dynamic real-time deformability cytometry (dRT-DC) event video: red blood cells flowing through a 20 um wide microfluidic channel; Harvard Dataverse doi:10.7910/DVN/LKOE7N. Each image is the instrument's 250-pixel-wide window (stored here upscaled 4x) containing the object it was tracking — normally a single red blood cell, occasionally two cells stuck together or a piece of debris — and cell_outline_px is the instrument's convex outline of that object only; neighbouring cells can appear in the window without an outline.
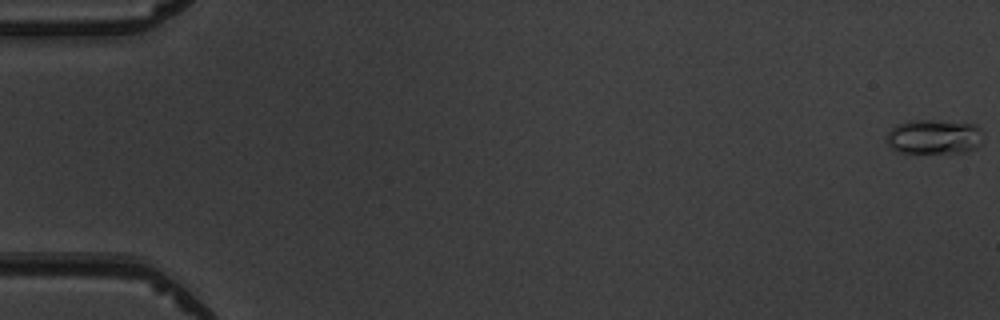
{"species": "common noctule bat (a hibernating species)", "species_latin": "Nyctalus noctula", "temperature_condition": "warm", "stored_images_in_passage": 5, "camera_frame_rate_fps": 3000, "um_per_image_px": 0.085, "animal": {"sex": "male", "body_mass_g": 19.5, "forearm_length_mm": 54.6}, "frame": {"image": 1, "passage_image": 1, "time_ms": 0.0, "image_size_px": [1000, 320], "cell_outline_px": [[980, 144], [976, 148], [968, 152], [896, 152], [888, 144], [888, 132], [896, 124], [912, 120], [940, 120], [976, 124], [980, 128]], "centroid_in_image_um": [79.4, 11.61], "position_along_channel_um": 5.6, "area_um2": 19.36}}